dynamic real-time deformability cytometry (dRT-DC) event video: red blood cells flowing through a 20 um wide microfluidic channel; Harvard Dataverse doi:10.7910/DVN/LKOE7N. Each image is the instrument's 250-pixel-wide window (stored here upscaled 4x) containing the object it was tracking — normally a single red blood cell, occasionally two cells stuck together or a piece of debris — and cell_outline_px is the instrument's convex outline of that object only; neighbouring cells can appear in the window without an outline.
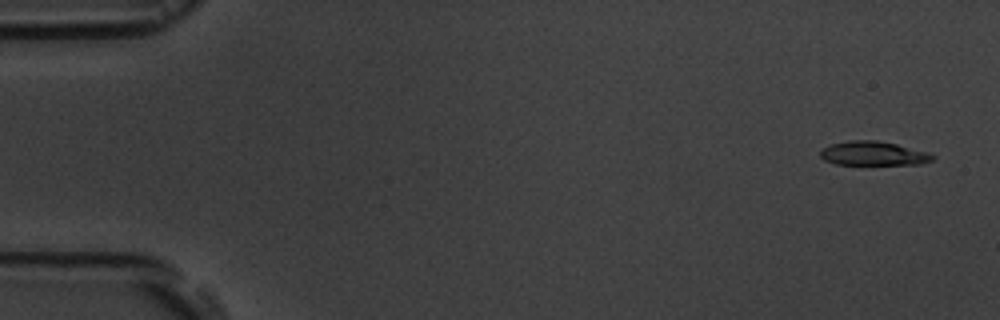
{"species": "common noctule bat (a hibernating species)", "species_latin": "Nyctalus noctula", "temperature_condition": "room temperature", "stored_images_in_passage": 6, "segment_of_instrument_passage": [1, 2], "camera_frame_rate_fps": 3000, "um_per_image_px": 0.085, "animal": {"sex": "male", "body_mass_g": 19.5, "forearm_length_mm": 54.6}, "frame": {"image": 1, "passage_image": 1, "time_ms": 0.0, "image_size_px": [1000, 320], "cell_outline_px": [[936, 156], [932, 160], [920, 164], [836, 164], [824, 160], [820, 156], [820, 152], [824, 148], [832, 144], [848, 140], [876, 140], [896, 144], [928, 152]], "centroid_in_image_um": [74.24, 13.04], "position_along_channel_um": 10.8, "area_um2": 15.61}}
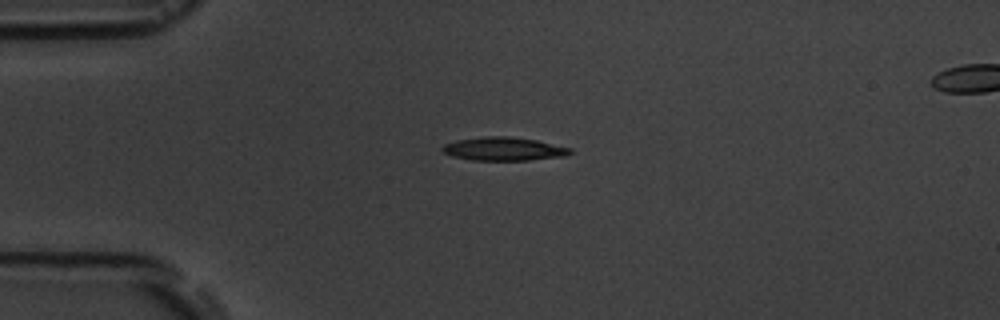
{"frame": {"image": 2, "passage_image": 4, "time_ms": 3.667, "image_size_px": [1000, 320], "cell_outline_px": [[572, 152], [564, 156], [528, 160], [472, 160], [452, 156], [444, 152], [440, 148], [444, 144], [456, 140], [484, 136], [508, 136], [536, 140], [572, 148]], "centroid_in_image_um": [42.8, 12.65], "position_along_channel_um": 42.2, "area_um2": 17.4}}